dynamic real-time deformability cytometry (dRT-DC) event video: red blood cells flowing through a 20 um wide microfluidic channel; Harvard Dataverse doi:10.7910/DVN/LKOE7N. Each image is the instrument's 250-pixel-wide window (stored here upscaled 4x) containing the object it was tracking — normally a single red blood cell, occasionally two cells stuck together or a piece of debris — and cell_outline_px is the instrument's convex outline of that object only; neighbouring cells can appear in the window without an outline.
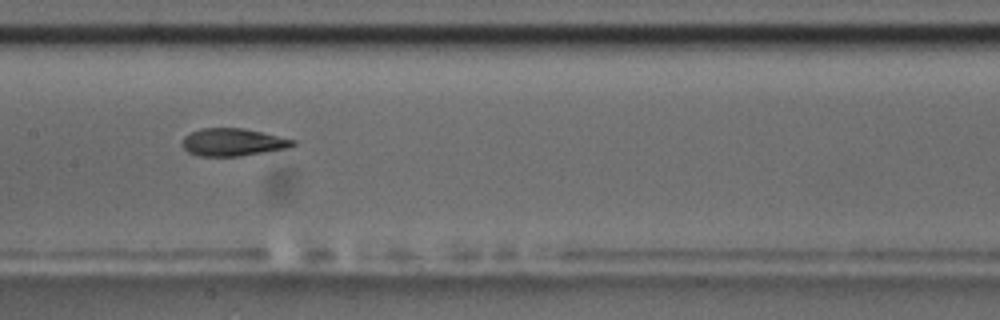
{"species": "common noctule bat (a hibernating species)", "species_latin": "Nyctalus noctula", "temperature_condition": "room temperature", "stored_images_in_passage": 7, "camera_frame_rate_fps": 3000, "um_per_image_px": 0.085, "animal": {"sex": "male", "body_mass_g": 17.5, "forearm_length_mm": 52.3}, "frame": {"image": 1, "passage_image": 6, "time_ms": 6.0, "image_size_px": [1000, 320], "cell_outline_px": [[296, 144], [288, 148], [240, 156], [196, 156], [188, 152], [180, 144], [184, 136], [200, 128], [244, 128], [296, 140]], "centroid_in_image_um": [19.77, 12.09], "position_along_channel_um": 187.6, "area_um2": 17.86}}